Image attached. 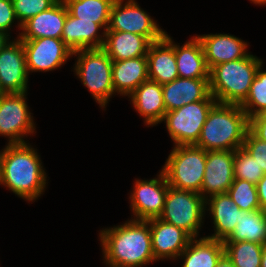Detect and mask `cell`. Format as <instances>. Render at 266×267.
<instances>
[{"mask_svg": "<svg viewBox=\"0 0 266 267\" xmlns=\"http://www.w3.org/2000/svg\"><path fill=\"white\" fill-rule=\"evenodd\" d=\"M250 1H252L254 4H259V5L261 4L265 5L266 3V0H250Z\"/></svg>", "mask_w": 266, "mask_h": 267, "instance_id": "cell-41", "label": "cell"}, {"mask_svg": "<svg viewBox=\"0 0 266 267\" xmlns=\"http://www.w3.org/2000/svg\"><path fill=\"white\" fill-rule=\"evenodd\" d=\"M261 267H266V242L262 246Z\"/></svg>", "mask_w": 266, "mask_h": 267, "instance_id": "cell-40", "label": "cell"}, {"mask_svg": "<svg viewBox=\"0 0 266 267\" xmlns=\"http://www.w3.org/2000/svg\"><path fill=\"white\" fill-rule=\"evenodd\" d=\"M102 27L91 21L73 17L69 12L64 23L61 40L72 52L81 49L102 48L105 32L98 34Z\"/></svg>", "mask_w": 266, "mask_h": 267, "instance_id": "cell-21", "label": "cell"}, {"mask_svg": "<svg viewBox=\"0 0 266 267\" xmlns=\"http://www.w3.org/2000/svg\"><path fill=\"white\" fill-rule=\"evenodd\" d=\"M249 131L259 140L266 142V110L249 118Z\"/></svg>", "mask_w": 266, "mask_h": 267, "instance_id": "cell-36", "label": "cell"}, {"mask_svg": "<svg viewBox=\"0 0 266 267\" xmlns=\"http://www.w3.org/2000/svg\"><path fill=\"white\" fill-rule=\"evenodd\" d=\"M59 0H12L18 28L35 15L50 9ZM19 20V21H18Z\"/></svg>", "mask_w": 266, "mask_h": 267, "instance_id": "cell-33", "label": "cell"}, {"mask_svg": "<svg viewBox=\"0 0 266 267\" xmlns=\"http://www.w3.org/2000/svg\"><path fill=\"white\" fill-rule=\"evenodd\" d=\"M206 208L205 199L199 193L169 186L159 219L197 238Z\"/></svg>", "mask_w": 266, "mask_h": 267, "instance_id": "cell-7", "label": "cell"}, {"mask_svg": "<svg viewBox=\"0 0 266 267\" xmlns=\"http://www.w3.org/2000/svg\"><path fill=\"white\" fill-rule=\"evenodd\" d=\"M68 9L63 0H59L50 9L30 18L22 25L18 38L33 40L38 38L61 39Z\"/></svg>", "mask_w": 266, "mask_h": 267, "instance_id": "cell-18", "label": "cell"}, {"mask_svg": "<svg viewBox=\"0 0 266 267\" xmlns=\"http://www.w3.org/2000/svg\"><path fill=\"white\" fill-rule=\"evenodd\" d=\"M233 172L234 179L246 180L255 185L265 174L255 159L242 147L234 151Z\"/></svg>", "mask_w": 266, "mask_h": 267, "instance_id": "cell-32", "label": "cell"}, {"mask_svg": "<svg viewBox=\"0 0 266 267\" xmlns=\"http://www.w3.org/2000/svg\"><path fill=\"white\" fill-rule=\"evenodd\" d=\"M26 95L27 92L0 96V135L8 137L9 145L26 143L23 138L35 130Z\"/></svg>", "mask_w": 266, "mask_h": 267, "instance_id": "cell-9", "label": "cell"}, {"mask_svg": "<svg viewBox=\"0 0 266 267\" xmlns=\"http://www.w3.org/2000/svg\"><path fill=\"white\" fill-rule=\"evenodd\" d=\"M260 65L251 84L249 94L240 105L248 119L266 110V71Z\"/></svg>", "mask_w": 266, "mask_h": 267, "instance_id": "cell-30", "label": "cell"}, {"mask_svg": "<svg viewBox=\"0 0 266 267\" xmlns=\"http://www.w3.org/2000/svg\"><path fill=\"white\" fill-rule=\"evenodd\" d=\"M174 53L179 77L210 78V70L197 36H194L181 47L174 43Z\"/></svg>", "mask_w": 266, "mask_h": 267, "instance_id": "cell-25", "label": "cell"}, {"mask_svg": "<svg viewBox=\"0 0 266 267\" xmlns=\"http://www.w3.org/2000/svg\"><path fill=\"white\" fill-rule=\"evenodd\" d=\"M227 193L240 210L256 211L261 209L255 184L246 180L234 179Z\"/></svg>", "mask_w": 266, "mask_h": 267, "instance_id": "cell-31", "label": "cell"}, {"mask_svg": "<svg viewBox=\"0 0 266 267\" xmlns=\"http://www.w3.org/2000/svg\"><path fill=\"white\" fill-rule=\"evenodd\" d=\"M22 45L25 50L28 73L58 69L73 56V52L61 39L22 40Z\"/></svg>", "mask_w": 266, "mask_h": 267, "instance_id": "cell-12", "label": "cell"}, {"mask_svg": "<svg viewBox=\"0 0 266 267\" xmlns=\"http://www.w3.org/2000/svg\"><path fill=\"white\" fill-rule=\"evenodd\" d=\"M3 150L0 151V167H1V156H2Z\"/></svg>", "mask_w": 266, "mask_h": 267, "instance_id": "cell-43", "label": "cell"}, {"mask_svg": "<svg viewBox=\"0 0 266 267\" xmlns=\"http://www.w3.org/2000/svg\"><path fill=\"white\" fill-rule=\"evenodd\" d=\"M225 241L266 242V213L261 209L243 211L232 234Z\"/></svg>", "mask_w": 266, "mask_h": 267, "instance_id": "cell-27", "label": "cell"}, {"mask_svg": "<svg viewBox=\"0 0 266 267\" xmlns=\"http://www.w3.org/2000/svg\"><path fill=\"white\" fill-rule=\"evenodd\" d=\"M10 38L5 32L0 31V51L9 42Z\"/></svg>", "mask_w": 266, "mask_h": 267, "instance_id": "cell-39", "label": "cell"}, {"mask_svg": "<svg viewBox=\"0 0 266 267\" xmlns=\"http://www.w3.org/2000/svg\"><path fill=\"white\" fill-rule=\"evenodd\" d=\"M115 0L106 31H121L145 36L150 42L160 40L165 31L146 13L135 0Z\"/></svg>", "mask_w": 266, "mask_h": 267, "instance_id": "cell-10", "label": "cell"}, {"mask_svg": "<svg viewBox=\"0 0 266 267\" xmlns=\"http://www.w3.org/2000/svg\"><path fill=\"white\" fill-rule=\"evenodd\" d=\"M72 55L77 56L74 72L91 92L96 103L106 108L110 97L116 95L112 82L113 61L102 48L81 49Z\"/></svg>", "mask_w": 266, "mask_h": 267, "instance_id": "cell-5", "label": "cell"}, {"mask_svg": "<svg viewBox=\"0 0 266 267\" xmlns=\"http://www.w3.org/2000/svg\"><path fill=\"white\" fill-rule=\"evenodd\" d=\"M104 262L110 267H140L156 261L149 222L130 219L99 233Z\"/></svg>", "mask_w": 266, "mask_h": 267, "instance_id": "cell-1", "label": "cell"}, {"mask_svg": "<svg viewBox=\"0 0 266 267\" xmlns=\"http://www.w3.org/2000/svg\"><path fill=\"white\" fill-rule=\"evenodd\" d=\"M260 208L266 213V173L256 184Z\"/></svg>", "mask_w": 266, "mask_h": 267, "instance_id": "cell-37", "label": "cell"}, {"mask_svg": "<svg viewBox=\"0 0 266 267\" xmlns=\"http://www.w3.org/2000/svg\"><path fill=\"white\" fill-rule=\"evenodd\" d=\"M242 148L255 159L259 168L266 173V142L259 140L248 130Z\"/></svg>", "mask_w": 266, "mask_h": 267, "instance_id": "cell-34", "label": "cell"}, {"mask_svg": "<svg viewBox=\"0 0 266 267\" xmlns=\"http://www.w3.org/2000/svg\"><path fill=\"white\" fill-rule=\"evenodd\" d=\"M37 153L29 143L7 144L1 156L0 185L27 201L41 196L47 184V175Z\"/></svg>", "mask_w": 266, "mask_h": 267, "instance_id": "cell-2", "label": "cell"}, {"mask_svg": "<svg viewBox=\"0 0 266 267\" xmlns=\"http://www.w3.org/2000/svg\"><path fill=\"white\" fill-rule=\"evenodd\" d=\"M133 107L144 117V123L155 126L161 123L166 113L162 85L147 80L137 87L129 96Z\"/></svg>", "mask_w": 266, "mask_h": 267, "instance_id": "cell-20", "label": "cell"}, {"mask_svg": "<svg viewBox=\"0 0 266 267\" xmlns=\"http://www.w3.org/2000/svg\"><path fill=\"white\" fill-rule=\"evenodd\" d=\"M6 92L3 90V87L1 85V82H0V96L1 95H4Z\"/></svg>", "mask_w": 266, "mask_h": 267, "instance_id": "cell-42", "label": "cell"}, {"mask_svg": "<svg viewBox=\"0 0 266 267\" xmlns=\"http://www.w3.org/2000/svg\"><path fill=\"white\" fill-rule=\"evenodd\" d=\"M224 254L223 241L204 236L198 240L192 238L179 259H184L182 267H216Z\"/></svg>", "mask_w": 266, "mask_h": 267, "instance_id": "cell-26", "label": "cell"}, {"mask_svg": "<svg viewBox=\"0 0 266 267\" xmlns=\"http://www.w3.org/2000/svg\"><path fill=\"white\" fill-rule=\"evenodd\" d=\"M207 151L195 145H175L162 167L168 185L200 194Z\"/></svg>", "mask_w": 266, "mask_h": 267, "instance_id": "cell-6", "label": "cell"}, {"mask_svg": "<svg viewBox=\"0 0 266 267\" xmlns=\"http://www.w3.org/2000/svg\"><path fill=\"white\" fill-rule=\"evenodd\" d=\"M149 80L164 85L179 77L172 38L165 35L151 42L147 51Z\"/></svg>", "mask_w": 266, "mask_h": 267, "instance_id": "cell-19", "label": "cell"}, {"mask_svg": "<svg viewBox=\"0 0 266 267\" xmlns=\"http://www.w3.org/2000/svg\"><path fill=\"white\" fill-rule=\"evenodd\" d=\"M216 100H201L167 111L162 121L175 145H195Z\"/></svg>", "mask_w": 266, "mask_h": 267, "instance_id": "cell-8", "label": "cell"}, {"mask_svg": "<svg viewBox=\"0 0 266 267\" xmlns=\"http://www.w3.org/2000/svg\"><path fill=\"white\" fill-rule=\"evenodd\" d=\"M205 205L208 206L211 217L213 219L215 233L211 236H206L211 239L225 241L235 229L237 221L242 215V210L230 198L228 193L214 195L205 200Z\"/></svg>", "mask_w": 266, "mask_h": 267, "instance_id": "cell-22", "label": "cell"}, {"mask_svg": "<svg viewBox=\"0 0 266 267\" xmlns=\"http://www.w3.org/2000/svg\"><path fill=\"white\" fill-rule=\"evenodd\" d=\"M249 130V119L240 105L216 103L210 110L195 146L205 151L239 149Z\"/></svg>", "mask_w": 266, "mask_h": 267, "instance_id": "cell-3", "label": "cell"}, {"mask_svg": "<svg viewBox=\"0 0 266 267\" xmlns=\"http://www.w3.org/2000/svg\"><path fill=\"white\" fill-rule=\"evenodd\" d=\"M151 42L145 37L121 31H105L102 49L112 61L146 56Z\"/></svg>", "mask_w": 266, "mask_h": 267, "instance_id": "cell-24", "label": "cell"}, {"mask_svg": "<svg viewBox=\"0 0 266 267\" xmlns=\"http://www.w3.org/2000/svg\"><path fill=\"white\" fill-rule=\"evenodd\" d=\"M14 20H17V18L12 0H0V31L10 36L9 28L12 27Z\"/></svg>", "mask_w": 266, "mask_h": 267, "instance_id": "cell-35", "label": "cell"}, {"mask_svg": "<svg viewBox=\"0 0 266 267\" xmlns=\"http://www.w3.org/2000/svg\"><path fill=\"white\" fill-rule=\"evenodd\" d=\"M216 267H234L232 261L224 254L218 261Z\"/></svg>", "mask_w": 266, "mask_h": 267, "instance_id": "cell-38", "label": "cell"}, {"mask_svg": "<svg viewBox=\"0 0 266 267\" xmlns=\"http://www.w3.org/2000/svg\"><path fill=\"white\" fill-rule=\"evenodd\" d=\"M68 12L81 20L99 24L104 30L108 28L111 8L115 0H63Z\"/></svg>", "mask_w": 266, "mask_h": 267, "instance_id": "cell-28", "label": "cell"}, {"mask_svg": "<svg viewBox=\"0 0 266 267\" xmlns=\"http://www.w3.org/2000/svg\"><path fill=\"white\" fill-rule=\"evenodd\" d=\"M197 37L209 70L218 64L235 61L249 54L247 42L231 34H205Z\"/></svg>", "mask_w": 266, "mask_h": 267, "instance_id": "cell-17", "label": "cell"}, {"mask_svg": "<svg viewBox=\"0 0 266 267\" xmlns=\"http://www.w3.org/2000/svg\"><path fill=\"white\" fill-rule=\"evenodd\" d=\"M168 182L161 170L157 178L150 180H136L130 201L135 220L159 218L164 209ZM136 217V218H135Z\"/></svg>", "mask_w": 266, "mask_h": 267, "instance_id": "cell-11", "label": "cell"}, {"mask_svg": "<svg viewBox=\"0 0 266 267\" xmlns=\"http://www.w3.org/2000/svg\"><path fill=\"white\" fill-rule=\"evenodd\" d=\"M210 78L178 77L162 85L166 112L201 100H216L210 93Z\"/></svg>", "mask_w": 266, "mask_h": 267, "instance_id": "cell-15", "label": "cell"}, {"mask_svg": "<svg viewBox=\"0 0 266 267\" xmlns=\"http://www.w3.org/2000/svg\"><path fill=\"white\" fill-rule=\"evenodd\" d=\"M227 257L234 267H261L262 246L249 241H224Z\"/></svg>", "mask_w": 266, "mask_h": 267, "instance_id": "cell-29", "label": "cell"}, {"mask_svg": "<svg viewBox=\"0 0 266 267\" xmlns=\"http://www.w3.org/2000/svg\"><path fill=\"white\" fill-rule=\"evenodd\" d=\"M28 70L22 40L9 41L0 51V82L6 93L27 92Z\"/></svg>", "mask_w": 266, "mask_h": 267, "instance_id": "cell-13", "label": "cell"}, {"mask_svg": "<svg viewBox=\"0 0 266 267\" xmlns=\"http://www.w3.org/2000/svg\"><path fill=\"white\" fill-rule=\"evenodd\" d=\"M263 64L257 56L224 62L210 70V93L218 103L241 105L247 98L257 69Z\"/></svg>", "mask_w": 266, "mask_h": 267, "instance_id": "cell-4", "label": "cell"}, {"mask_svg": "<svg viewBox=\"0 0 266 267\" xmlns=\"http://www.w3.org/2000/svg\"><path fill=\"white\" fill-rule=\"evenodd\" d=\"M233 164V150L207 151L205 173L200 191V195L205 200L208 199V196L227 193L234 181Z\"/></svg>", "mask_w": 266, "mask_h": 267, "instance_id": "cell-14", "label": "cell"}, {"mask_svg": "<svg viewBox=\"0 0 266 267\" xmlns=\"http://www.w3.org/2000/svg\"><path fill=\"white\" fill-rule=\"evenodd\" d=\"M154 258L178 259L192 239L185 231L159 218L148 220Z\"/></svg>", "mask_w": 266, "mask_h": 267, "instance_id": "cell-16", "label": "cell"}, {"mask_svg": "<svg viewBox=\"0 0 266 267\" xmlns=\"http://www.w3.org/2000/svg\"><path fill=\"white\" fill-rule=\"evenodd\" d=\"M147 80H149L147 56L113 61L112 82L115 93L129 96Z\"/></svg>", "mask_w": 266, "mask_h": 267, "instance_id": "cell-23", "label": "cell"}]
</instances>
